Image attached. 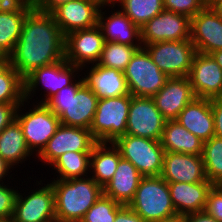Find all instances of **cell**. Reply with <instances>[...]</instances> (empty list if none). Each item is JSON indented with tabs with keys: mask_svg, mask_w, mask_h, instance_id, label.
Here are the masks:
<instances>
[{
	"mask_svg": "<svg viewBox=\"0 0 222 222\" xmlns=\"http://www.w3.org/2000/svg\"><path fill=\"white\" fill-rule=\"evenodd\" d=\"M65 58V36L50 13L34 8L25 18L10 65L25 79L35 69Z\"/></svg>",
	"mask_w": 222,
	"mask_h": 222,
	"instance_id": "6da1fadb",
	"label": "cell"
},
{
	"mask_svg": "<svg viewBox=\"0 0 222 222\" xmlns=\"http://www.w3.org/2000/svg\"><path fill=\"white\" fill-rule=\"evenodd\" d=\"M52 180L49 182L53 187L57 222H80L103 194V188L91 176Z\"/></svg>",
	"mask_w": 222,
	"mask_h": 222,
	"instance_id": "7a4b0ae2",
	"label": "cell"
},
{
	"mask_svg": "<svg viewBox=\"0 0 222 222\" xmlns=\"http://www.w3.org/2000/svg\"><path fill=\"white\" fill-rule=\"evenodd\" d=\"M97 101L95 93L84 84L81 73V78L63 87L45 105L59 117L62 125L90 129Z\"/></svg>",
	"mask_w": 222,
	"mask_h": 222,
	"instance_id": "3957f363",
	"label": "cell"
},
{
	"mask_svg": "<svg viewBox=\"0 0 222 222\" xmlns=\"http://www.w3.org/2000/svg\"><path fill=\"white\" fill-rule=\"evenodd\" d=\"M128 206L146 222H168L179 218L168 182L161 176L142 177Z\"/></svg>",
	"mask_w": 222,
	"mask_h": 222,
	"instance_id": "277c9868",
	"label": "cell"
},
{
	"mask_svg": "<svg viewBox=\"0 0 222 222\" xmlns=\"http://www.w3.org/2000/svg\"><path fill=\"white\" fill-rule=\"evenodd\" d=\"M80 72H82L80 67L70 64L65 58L35 69L24 79V100L30 104V101L33 102L30 99L36 96L37 90H44L43 98L34 103L45 104L63 87L71 85L76 80L75 77L81 76Z\"/></svg>",
	"mask_w": 222,
	"mask_h": 222,
	"instance_id": "5b68a950",
	"label": "cell"
},
{
	"mask_svg": "<svg viewBox=\"0 0 222 222\" xmlns=\"http://www.w3.org/2000/svg\"><path fill=\"white\" fill-rule=\"evenodd\" d=\"M24 100L17 108L16 119L20 123L26 144L30 151L37 156L46 146L49 139L60 126L59 117L45 104L32 103ZM28 105V110L25 109ZM23 107V108H22ZM25 108V109H24ZM25 112V113H24Z\"/></svg>",
	"mask_w": 222,
	"mask_h": 222,
	"instance_id": "8992f818",
	"label": "cell"
},
{
	"mask_svg": "<svg viewBox=\"0 0 222 222\" xmlns=\"http://www.w3.org/2000/svg\"><path fill=\"white\" fill-rule=\"evenodd\" d=\"M132 95L101 98L90 127L97 142H114L126 134L127 118Z\"/></svg>",
	"mask_w": 222,
	"mask_h": 222,
	"instance_id": "52a82bcc",
	"label": "cell"
},
{
	"mask_svg": "<svg viewBox=\"0 0 222 222\" xmlns=\"http://www.w3.org/2000/svg\"><path fill=\"white\" fill-rule=\"evenodd\" d=\"M113 143L121 157L131 162L143 177L161 175L165 151L160 141L125 134Z\"/></svg>",
	"mask_w": 222,
	"mask_h": 222,
	"instance_id": "ba28073f",
	"label": "cell"
},
{
	"mask_svg": "<svg viewBox=\"0 0 222 222\" xmlns=\"http://www.w3.org/2000/svg\"><path fill=\"white\" fill-rule=\"evenodd\" d=\"M124 76L129 94L137 97H153L169 79L144 47L135 52L124 70Z\"/></svg>",
	"mask_w": 222,
	"mask_h": 222,
	"instance_id": "9c48e42d",
	"label": "cell"
},
{
	"mask_svg": "<svg viewBox=\"0 0 222 222\" xmlns=\"http://www.w3.org/2000/svg\"><path fill=\"white\" fill-rule=\"evenodd\" d=\"M35 189L26 193L17 191L13 216L10 222H53L56 221L54 192L51 183L36 180ZM44 184V186H43ZM31 192V193H30ZM24 196V197H23Z\"/></svg>",
	"mask_w": 222,
	"mask_h": 222,
	"instance_id": "30bf717a",
	"label": "cell"
},
{
	"mask_svg": "<svg viewBox=\"0 0 222 222\" xmlns=\"http://www.w3.org/2000/svg\"><path fill=\"white\" fill-rule=\"evenodd\" d=\"M144 48L153 62L169 78L187 77L196 53L190 39L183 41H162L146 44Z\"/></svg>",
	"mask_w": 222,
	"mask_h": 222,
	"instance_id": "8fae6325",
	"label": "cell"
},
{
	"mask_svg": "<svg viewBox=\"0 0 222 222\" xmlns=\"http://www.w3.org/2000/svg\"><path fill=\"white\" fill-rule=\"evenodd\" d=\"M165 122L152 97L132 96L126 134L160 141Z\"/></svg>",
	"mask_w": 222,
	"mask_h": 222,
	"instance_id": "7c38bea8",
	"label": "cell"
},
{
	"mask_svg": "<svg viewBox=\"0 0 222 222\" xmlns=\"http://www.w3.org/2000/svg\"><path fill=\"white\" fill-rule=\"evenodd\" d=\"M97 141L91 131L85 128L60 124L56 133L49 139L43 150L36 156L38 162L48 167L61 155L68 151H92ZM47 163V164H46Z\"/></svg>",
	"mask_w": 222,
	"mask_h": 222,
	"instance_id": "4fadbf2b",
	"label": "cell"
},
{
	"mask_svg": "<svg viewBox=\"0 0 222 222\" xmlns=\"http://www.w3.org/2000/svg\"><path fill=\"white\" fill-rule=\"evenodd\" d=\"M105 39L101 28L77 30L65 36V59L80 68L97 64Z\"/></svg>",
	"mask_w": 222,
	"mask_h": 222,
	"instance_id": "5bb4252c",
	"label": "cell"
},
{
	"mask_svg": "<svg viewBox=\"0 0 222 222\" xmlns=\"http://www.w3.org/2000/svg\"><path fill=\"white\" fill-rule=\"evenodd\" d=\"M190 26L191 19L188 16L164 9L140 28L142 46L190 39Z\"/></svg>",
	"mask_w": 222,
	"mask_h": 222,
	"instance_id": "9a60e30c",
	"label": "cell"
},
{
	"mask_svg": "<svg viewBox=\"0 0 222 222\" xmlns=\"http://www.w3.org/2000/svg\"><path fill=\"white\" fill-rule=\"evenodd\" d=\"M102 5L98 0H71L59 5L50 14L66 36L71 32L98 25Z\"/></svg>",
	"mask_w": 222,
	"mask_h": 222,
	"instance_id": "2e32d148",
	"label": "cell"
},
{
	"mask_svg": "<svg viewBox=\"0 0 222 222\" xmlns=\"http://www.w3.org/2000/svg\"><path fill=\"white\" fill-rule=\"evenodd\" d=\"M188 77L196 98L222 97V69L211 55L196 52Z\"/></svg>",
	"mask_w": 222,
	"mask_h": 222,
	"instance_id": "e0dca14e",
	"label": "cell"
},
{
	"mask_svg": "<svg viewBox=\"0 0 222 222\" xmlns=\"http://www.w3.org/2000/svg\"><path fill=\"white\" fill-rule=\"evenodd\" d=\"M190 40L199 53L222 50V18L208 5L191 18Z\"/></svg>",
	"mask_w": 222,
	"mask_h": 222,
	"instance_id": "ac0fdd59",
	"label": "cell"
},
{
	"mask_svg": "<svg viewBox=\"0 0 222 222\" xmlns=\"http://www.w3.org/2000/svg\"><path fill=\"white\" fill-rule=\"evenodd\" d=\"M196 98L189 77L169 78L152 97L163 118L176 120L179 113Z\"/></svg>",
	"mask_w": 222,
	"mask_h": 222,
	"instance_id": "d6986e66",
	"label": "cell"
},
{
	"mask_svg": "<svg viewBox=\"0 0 222 222\" xmlns=\"http://www.w3.org/2000/svg\"><path fill=\"white\" fill-rule=\"evenodd\" d=\"M109 6L114 10V12L111 10L110 14L106 11L107 9H105ZM114 7L116 8L114 4H103L99 11L98 26L102 30L105 41L130 46H142L140 28L119 8L113 9Z\"/></svg>",
	"mask_w": 222,
	"mask_h": 222,
	"instance_id": "ffe728a7",
	"label": "cell"
},
{
	"mask_svg": "<svg viewBox=\"0 0 222 222\" xmlns=\"http://www.w3.org/2000/svg\"><path fill=\"white\" fill-rule=\"evenodd\" d=\"M166 182L196 183L207 181L201 155L164 152L160 175Z\"/></svg>",
	"mask_w": 222,
	"mask_h": 222,
	"instance_id": "44dd1931",
	"label": "cell"
},
{
	"mask_svg": "<svg viewBox=\"0 0 222 222\" xmlns=\"http://www.w3.org/2000/svg\"><path fill=\"white\" fill-rule=\"evenodd\" d=\"M85 68L89 69L85 70ZM83 69L86 72H82L84 84L95 93L98 99L129 94L124 72L98 64L84 66L81 71Z\"/></svg>",
	"mask_w": 222,
	"mask_h": 222,
	"instance_id": "7402d4cb",
	"label": "cell"
},
{
	"mask_svg": "<svg viewBox=\"0 0 222 222\" xmlns=\"http://www.w3.org/2000/svg\"><path fill=\"white\" fill-rule=\"evenodd\" d=\"M33 0L0 9V56L9 57L19 40L26 16L34 9Z\"/></svg>",
	"mask_w": 222,
	"mask_h": 222,
	"instance_id": "603a6c76",
	"label": "cell"
},
{
	"mask_svg": "<svg viewBox=\"0 0 222 222\" xmlns=\"http://www.w3.org/2000/svg\"><path fill=\"white\" fill-rule=\"evenodd\" d=\"M170 196L179 218L204 211L209 191L214 186L209 180L196 183H168Z\"/></svg>",
	"mask_w": 222,
	"mask_h": 222,
	"instance_id": "cb8c5ba5",
	"label": "cell"
},
{
	"mask_svg": "<svg viewBox=\"0 0 222 222\" xmlns=\"http://www.w3.org/2000/svg\"><path fill=\"white\" fill-rule=\"evenodd\" d=\"M176 120L203 142L214 136V116L210 99L195 98L179 113Z\"/></svg>",
	"mask_w": 222,
	"mask_h": 222,
	"instance_id": "d4e9b609",
	"label": "cell"
},
{
	"mask_svg": "<svg viewBox=\"0 0 222 222\" xmlns=\"http://www.w3.org/2000/svg\"><path fill=\"white\" fill-rule=\"evenodd\" d=\"M142 177L131 162L121 158L112 179L103 187V195L128 206L134 198Z\"/></svg>",
	"mask_w": 222,
	"mask_h": 222,
	"instance_id": "484cf974",
	"label": "cell"
},
{
	"mask_svg": "<svg viewBox=\"0 0 222 222\" xmlns=\"http://www.w3.org/2000/svg\"><path fill=\"white\" fill-rule=\"evenodd\" d=\"M121 158L113 142H97L90 154L89 176L103 188L112 179Z\"/></svg>",
	"mask_w": 222,
	"mask_h": 222,
	"instance_id": "4316f807",
	"label": "cell"
},
{
	"mask_svg": "<svg viewBox=\"0 0 222 222\" xmlns=\"http://www.w3.org/2000/svg\"><path fill=\"white\" fill-rule=\"evenodd\" d=\"M0 156L13 169L20 166L19 163L23 164L31 157L36 161V157H34L35 155L30 151L26 144L22 127L17 119H14L0 133Z\"/></svg>",
	"mask_w": 222,
	"mask_h": 222,
	"instance_id": "83f0119b",
	"label": "cell"
},
{
	"mask_svg": "<svg viewBox=\"0 0 222 222\" xmlns=\"http://www.w3.org/2000/svg\"><path fill=\"white\" fill-rule=\"evenodd\" d=\"M165 152L202 155L203 141L177 120H167L160 139Z\"/></svg>",
	"mask_w": 222,
	"mask_h": 222,
	"instance_id": "f1b7e54d",
	"label": "cell"
},
{
	"mask_svg": "<svg viewBox=\"0 0 222 222\" xmlns=\"http://www.w3.org/2000/svg\"><path fill=\"white\" fill-rule=\"evenodd\" d=\"M91 151H68L59 156L49 167L55 170V176L59 180L72 178H84L89 176ZM53 167V168H52Z\"/></svg>",
	"mask_w": 222,
	"mask_h": 222,
	"instance_id": "f546056e",
	"label": "cell"
},
{
	"mask_svg": "<svg viewBox=\"0 0 222 222\" xmlns=\"http://www.w3.org/2000/svg\"><path fill=\"white\" fill-rule=\"evenodd\" d=\"M114 5L139 28L165 9L163 0H115Z\"/></svg>",
	"mask_w": 222,
	"mask_h": 222,
	"instance_id": "4dcf8cb0",
	"label": "cell"
},
{
	"mask_svg": "<svg viewBox=\"0 0 222 222\" xmlns=\"http://www.w3.org/2000/svg\"><path fill=\"white\" fill-rule=\"evenodd\" d=\"M202 159L207 180L222 185V138L213 136L203 142Z\"/></svg>",
	"mask_w": 222,
	"mask_h": 222,
	"instance_id": "1f68e13d",
	"label": "cell"
},
{
	"mask_svg": "<svg viewBox=\"0 0 222 222\" xmlns=\"http://www.w3.org/2000/svg\"><path fill=\"white\" fill-rule=\"evenodd\" d=\"M142 47L105 41L97 64L124 72L135 52Z\"/></svg>",
	"mask_w": 222,
	"mask_h": 222,
	"instance_id": "d6a6232c",
	"label": "cell"
},
{
	"mask_svg": "<svg viewBox=\"0 0 222 222\" xmlns=\"http://www.w3.org/2000/svg\"><path fill=\"white\" fill-rule=\"evenodd\" d=\"M24 101V79L9 65L0 74V103H22Z\"/></svg>",
	"mask_w": 222,
	"mask_h": 222,
	"instance_id": "836d02e7",
	"label": "cell"
},
{
	"mask_svg": "<svg viewBox=\"0 0 222 222\" xmlns=\"http://www.w3.org/2000/svg\"><path fill=\"white\" fill-rule=\"evenodd\" d=\"M123 206L102 194L80 222H115L116 213Z\"/></svg>",
	"mask_w": 222,
	"mask_h": 222,
	"instance_id": "e575fe53",
	"label": "cell"
},
{
	"mask_svg": "<svg viewBox=\"0 0 222 222\" xmlns=\"http://www.w3.org/2000/svg\"><path fill=\"white\" fill-rule=\"evenodd\" d=\"M165 10L183 14L190 19L207 6L205 0H163Z\"/></svg>",
	"mask_w": 222,
	"mask_h": 222,
	"instance_id": "d590c367",
	"label": "cell"
},
{
	"mask_svg": "<svg viewBox=\"0 0 222 222\" xmlns=\"http://www.w3.org/2000/svg\"><path fill=\"white\" fill-rule=\"evenodd\" d=\"M8 184L0 183V222H10L13 216L18 186Z\"/></svg>",
	"mask_w": 222,
	"mask_h": 222,
	"instance_id": "8d00e7d4",
	"label": "cell"
},
{
	"mask_svg": "<svg viewBox=\"0 0 222 222\" xmlns=\"http://www.w3.org/2000/svg\"><path fill=\"white\" fill-rule=\"evenodd\" d=\"M204 211L222 222V185H214L209 191Z\"/></svg>",
	"mask_w": 222,
	"mask_h": 222,
	"instance_id": "74e56055",
	"label": "cell"
},
{
	"mask_svg": "<svg viewBox=\"0 0 222 222\" xmlns=\"http://www.w3.org/2000/svg\"><path fill=\"white\" fill-rule=\"evenodd\" d=\"M21 103H0V133L14 119H16L17 108Z\"/></svg>",
	"mask_w": 222,
	"mask_h": 222,
	"instance_id": "f35d334b",
	"label": "cell"
},
{
	"mask_svg": "<svg viewBox=\"0 0 222 222\" xmlns=\"http://www.w3.org/2000/svg\"><path fill=\"white\" fill-rule=\"evenodd\" d=\"M214 116V136L222 138V97L210 99Z\"/></svg>",
	"mask_w": 222,
	"mask_h": 222,
	"instance_id": "ab89813d",
	"label": "cell"
},
{
	"mask_svg": "<svg viewBox=\"0 0 222 222\" xmlns=\"http://www.w3.org/2000/svg\"><path fill=\"white\" fill-rule=\"evenodd\" d=\"M115 222H146L129 206L124 205L117 213Z\"/></svg>",
	"mask_w": 222,
	"mask_h": 222,
	"instance_id": "60d3db41",
	"label": "cell"
},
{
	"mask_svg": "<svg viewBox=\"0 0 222 222\" xmlns=\"http://www.w3.org/2000/svg\"><path fill=\"white\" fill-rule=\"evenodd\" d=\"M71 0H33L34 7L45 13H51L56 7Z\"/></svg>",
	"mask_w": 222,
	"mask_h": 222,
	"instance_id": "b9f144b4",
	"label": "cell"
},
{
	"mask_svg": "<svg viewBox=\"0 0 222 222\" xmlns=\"http://www.w3.org/2000/svg\"><path fill=\"white\" fill-rule=\"evenodd\" d=\"M182 222H218L205 211L187 214L180 218Z\"/></svg>",
	"mask_w": 222,
	"mask_h": 222,
	"instance_id": "7bdbcfd3",
	"label": "cell"
},
{
	"mask_svg": "<svg viewBox=\"0 0 222 222\" xmlns=\"http://www.w3.org/2000/svg\"><path fill=\"white\" fill-rule=\"evenodd\" d=\"M13 168L0 156V183H4L7 177V182H10L8 181V179H15L13 177L12 174H10L12 172ZM9 177V178H8ZM13 177V178H12Z\"/></svg>",
	"mask_w": 222,
	"mask_h": 222,
	"instance_id": "ee69618b",
	"label": "cell"
},
{
	"mask_svg": "<svg viewBox=\"0 0 222 222\" xmlns=\"http://www.w3.org/2000/svg\"><path fill=\"white\" fill-rule=\"evenodd\" d=\"M207 5L222 18V0H211Z\"/></svg>",
	"mask_w": 222,
	"mask_h": 222,
	"instance_id": "f6af8a7d",
	"label": "cell"
},
{
	"mask_svg": "<svg viewBox=\"0 0 222 222\" xmlns=\"http://www.w3.org/2000/svg\"><path fill=\"white\" fill-rule=\"evenodd\" d=\"M10 65L9 57L0 56V74Z\"/></svg>",
	"mask_w": 222,
	"mask_h": 222,
	"instance_id": "bcb514c9",
	"label": "cell"
},
{
	"mask_svg": "<svg viewBox=\"0 0 222 222\" xmlns=\"http://www.w3.org/2000/svg\"><path fill=\"white\" fill-rule=\"evenodd\" d=\"M222 69V50H217L210 54Z\"/></svg>",
	"mask_w": 222,
	"mask_h": 222,
	"instance_id": "7dc6e473",
	"label": "cell"
},
{
	"mask_svg": "<svg viewBox=\"0 0 222 222\" xmlns=\"http://www.w3.org/2000/svg\"><path fill=\"white\" fill-rule=\"evenodd\" d=\"M19 1L20 0H0V9L10 7Z\"/></svg>",
	"mask_w": 222,
	"mask_h": 222,
	"instance_id": "c3c4849f",
	"label": "cell"
},
{
	"mask_svg": "<svg viewBox=\"0 0 222 222\" xmlns=\"http://www.w3.org/2000/svg\"><path fill=\"white\" fill-rule=\"evenodd\" d=\"M102 4H114L115 0H98Z\"/></svg>",
	"mask_w": 222,
	"mask_h": 222,
	"instance_id": "681fc988",
	"label": "cell"
},
{
	"mask_svg": "<svg viewBox=\"0 0 222 222\" xmlns=\"http://www.w3.org/2000/svg\"><path fill=\"white\" fill-rule=\"evenodd\" d=\"M168 222H182V220L180 218H177L175 220H171V221H168Z\"/></svg>",
	"mask_w": 222,
	"mask_h": 222,
	"instance_id": "f907efd6",
	"label": "cell"
}]
</instances>
